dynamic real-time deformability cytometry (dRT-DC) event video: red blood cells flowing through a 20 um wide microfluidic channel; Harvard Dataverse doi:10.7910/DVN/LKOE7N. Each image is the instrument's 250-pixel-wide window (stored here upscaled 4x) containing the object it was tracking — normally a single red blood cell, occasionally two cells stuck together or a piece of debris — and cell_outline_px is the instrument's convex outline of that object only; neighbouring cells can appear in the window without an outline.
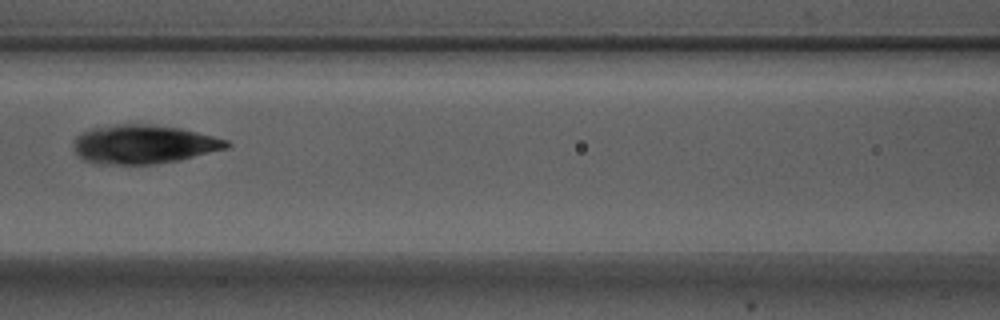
{"species": "Egyptian fruit bat (a non-hibernating species)", "species_latin": "Rousettus aegyptiacus", "temperature_condition": "warm", "stored_images_in_passage": 7, "camera_frame_rate_fps": 3000, "um_per_image_px": 0.085, "animal": {"sex": "male"}, "frame": {"image": 1, "passage_image": 7, "time_ms": 2.0, "image_size_px": [1000, 320], "cell_outline_px": [[232, 144], [228, 148], [180, 160], [156, 164], [96, 164], [84, 160], [76, 152], [72, 140], [80, 132], [92, 128], [116, 124], [144, 124], [180, 128], [228, 140]], "centroid_in_image_um": [12.19, 12.27], "position_along_channel_um": 154.4, "area_um2": 34.68}}